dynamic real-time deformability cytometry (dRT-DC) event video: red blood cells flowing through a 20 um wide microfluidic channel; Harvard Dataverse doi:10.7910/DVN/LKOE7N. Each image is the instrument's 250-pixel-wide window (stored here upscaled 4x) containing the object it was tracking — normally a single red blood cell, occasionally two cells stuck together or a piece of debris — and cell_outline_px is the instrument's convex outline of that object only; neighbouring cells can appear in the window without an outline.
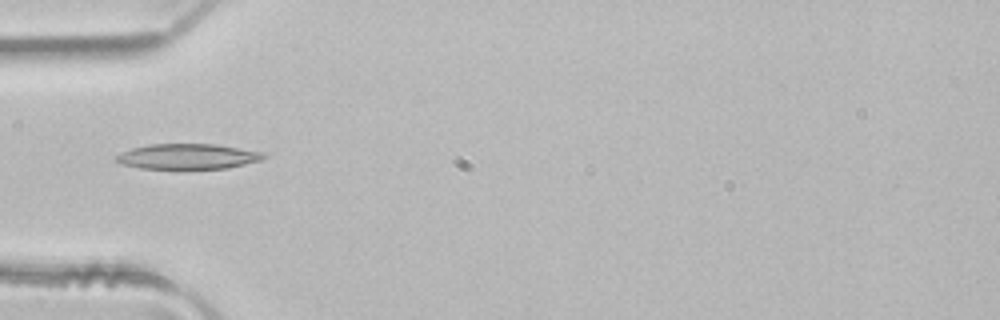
{"species": "common noctule bat (a hibernating species)", "species_latin": "Nyctalus noctula", "temperature_condition": "room temperature", "stored_images_in_passage": 3, "camera_frame_rate_fps": 3000, "um_per_image_px": 0.085, "animal": {"sex": "male", "body_mass_g": 21.5, "forearm_length_mm": 52.0}, "frame": {"image": 1, "passage_image": 3, "time_ms": 0.667, "image_size_px": [1000, 320], "cell_outline_px": [[268, 156], [260, 160], [228, 168], [140, 168], [120, 164], [116, 160], [116, 156], [120, 152], [132, 148], [148, 144], [216, 144], [264, 152]], "centroid_in_image_um": [15.95, 13.29], "position_along_channel_um": 69.0, "area_um2": 21.68}}